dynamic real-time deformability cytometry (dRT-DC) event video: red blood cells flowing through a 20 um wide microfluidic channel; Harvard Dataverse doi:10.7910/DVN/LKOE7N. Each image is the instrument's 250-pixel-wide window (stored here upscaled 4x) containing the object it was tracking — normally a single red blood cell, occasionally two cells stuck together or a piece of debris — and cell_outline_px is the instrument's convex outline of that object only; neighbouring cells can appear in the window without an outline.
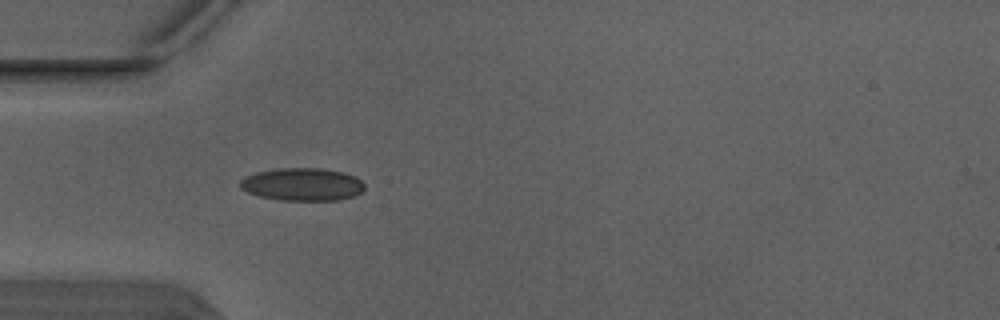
{"species": "Egyptian fruit bat (a non-hibernating species)", "species_latin": "Rousettus aegyptiacus", "temperature_condition": "warm", "stored_images_in_passage": 1, "camera_frame_rate_fps": 3000, "um_per_image_px": 0.085, "animal": {"sex": "male"}, "frame": {"image": 1, "passage_image": 1, "time_ms": 0.0, "image_size_px": [1000, 320], "cell_outline_px": [[364, 188], [360, 192], [352, 196], [340, 200], [280, 200], [260, 196], [248, 192], [240, 188], [240, 180], [244, 176], [256, 172], [280, 168], [320, 168], [344, 172], [356, 176], [364, 184]], "centroid_in_image_um": [25.69, 15.66], "position_along_channel_um": 59.3, "area_um2": 23.76}}